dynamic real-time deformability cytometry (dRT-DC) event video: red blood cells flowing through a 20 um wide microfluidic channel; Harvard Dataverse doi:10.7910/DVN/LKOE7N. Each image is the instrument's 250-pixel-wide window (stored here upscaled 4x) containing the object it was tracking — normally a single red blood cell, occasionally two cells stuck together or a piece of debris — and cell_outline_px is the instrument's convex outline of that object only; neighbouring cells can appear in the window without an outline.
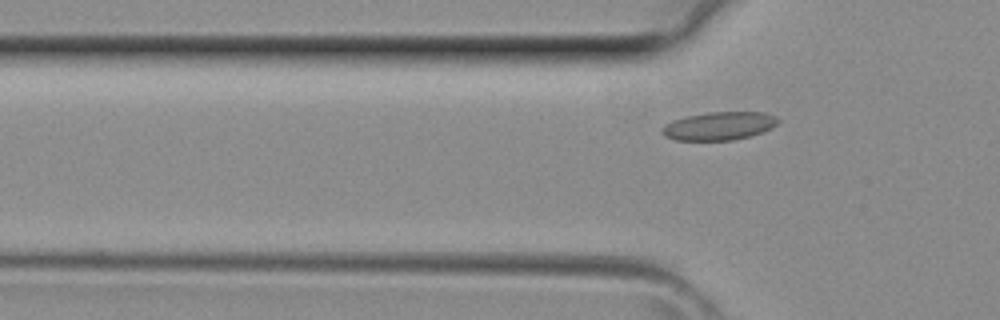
{"species": "common noctule bat (a hibernating species)", "species_latin": "Nyctalus noctula", "temperature_condition": "room temperature", "stored_images_in_passage": 3, "camera_frame_rate_fps": 3000, "um_per_image_px": 0.085, "animal": {"sex": "female", "body_mass_g": 29.2, "forearm_length_mm": 56.3}, "frame": {"image": 1, "passage_image": 3, "time_ms": 0.667, "image_size_px": [1000, 320], "cell_outline_px": [[780, 120], [772, 128], [748, 136], [732, 140], [676, 140], [664, 136], [660, 132], [660, 128], [664, 124], [672, 120], [688, 116], [708, 112], [764, 112], [776, 116]], "centroid_in_image_um": [61.08, 10.7], "position_along_channel_um": 64.7, "area_um2": 19.07}}